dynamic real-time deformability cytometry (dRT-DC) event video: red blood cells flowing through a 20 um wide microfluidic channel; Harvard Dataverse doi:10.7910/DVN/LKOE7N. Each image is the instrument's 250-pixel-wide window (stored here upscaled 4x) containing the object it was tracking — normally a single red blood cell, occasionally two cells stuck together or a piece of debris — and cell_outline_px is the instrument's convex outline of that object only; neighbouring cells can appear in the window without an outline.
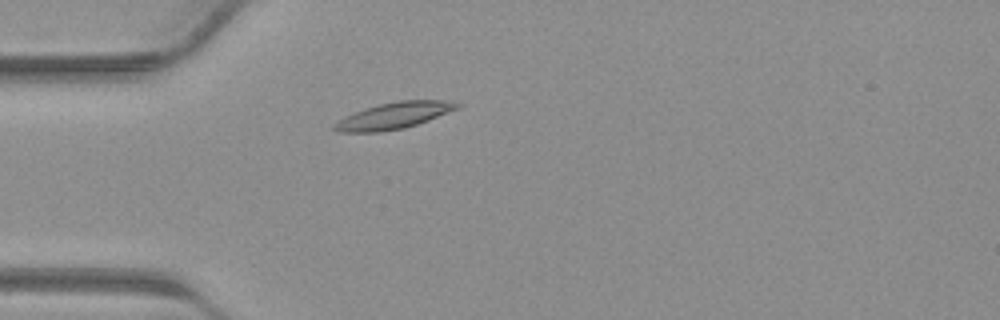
{"species": "common noctule bat (a hibernating species)", "species_latin": "Nyctalus noctula", "temperature_condition": "warm", "stored_images_in_passage": 36, "camera_frame_rate_fps": 3000, "um_per_image_px": 0.085, "animal": {"sex": "male", "body_mass_g": 23.1, "forearm_length_mm": 52.7}, "frame": {"image": 1, "passage_image": 7, "time_ms": 2.0, "image_size_px": [1000, 320], "cell_outline_px": [[464, 104], [460, 108], [428, 120], [404, 128], [380, 132], [340, 132], [332, 128], [332, 124], [356, 112], [380, 104], [400, 100], [452, 100]], "centroid_in_image_um": [33.57, 9.82], "position_along_channel_um": 51.4, "area_um2": 18.79}}
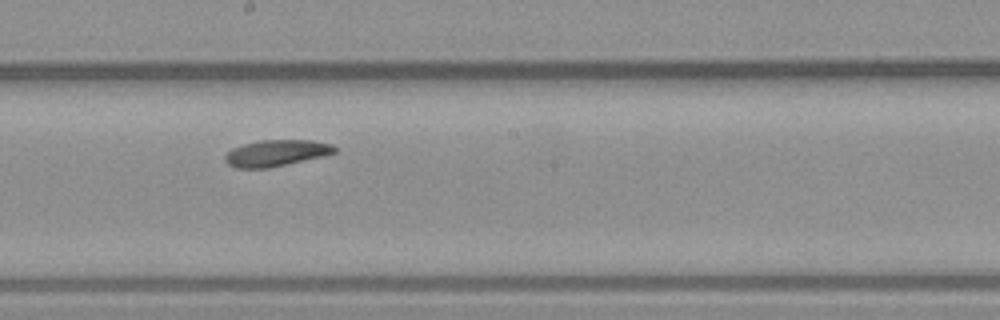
{"frame": {"image": 2, "passage_image": 18, "time_ms": 5.667, "image_size_px": [1000, 320], "cell_outline_px": [[336, 152], [324, 156], [268, 168], [236, 168], [228, 164], [224, 160], [224, 156], [232, 148], [244, 144], [260, 140], [312, 140], [332, 144], [336, 148]], "centroid_in_image_um": [23.48, 13.01], "position_along_channel_um": 224.7, "area_um2": 16.82}}
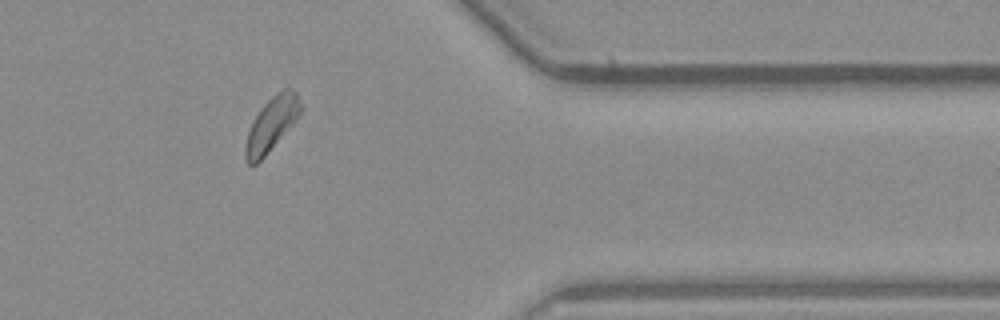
{"frame": {"image": 3, "passage_image": 29, "time_ms": 9.333, "image_size_px": [1000, 320], "cell_outline_px": [[300, 112], [296, 120], [264, 156], [256, 164], [248, 164], [244, 156], [244, 148], [248, 132], [260, 108], [276, 92], [284, 88], [292, 88], [296, 92], [300, 100]], "centroid_in_image_um": [23.07, 10.53], "position_along_channel_um": 388.3, "area_um2": 16.94}}